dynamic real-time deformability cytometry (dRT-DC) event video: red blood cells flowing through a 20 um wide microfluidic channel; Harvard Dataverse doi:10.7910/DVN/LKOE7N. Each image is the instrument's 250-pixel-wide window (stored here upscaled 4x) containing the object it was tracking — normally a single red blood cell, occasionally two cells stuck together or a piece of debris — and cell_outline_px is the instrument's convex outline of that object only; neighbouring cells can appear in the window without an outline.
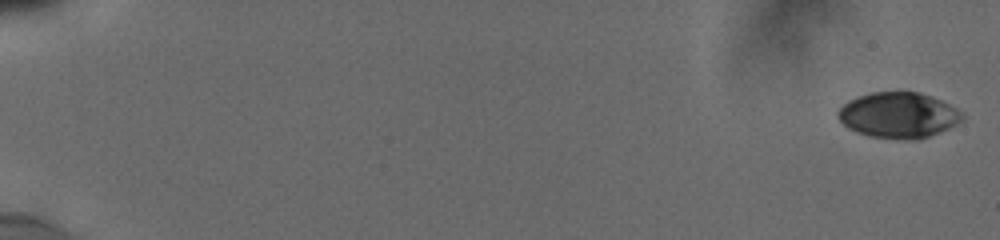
{"species": "human", "species_latin": "Homo sapiens", "temperature_condition": "cold", "stored_images_in_passage": 9, "camera_frame_rate_fps": 3000, "um_per_image_px": 0.085, "donor": {"sex": "male"}, "frame": {"image": 1, "passage_image": 1, "time_ms": 0.0, "image_size_px": [1000, 240], "cell_outline_px": [[964, 120], [940, 132], [916, 140], [904, 140], [868, 136], [856, 132], [848, 128], [836, 116], [836, 112], [848, 100], [856, 96], [872, 92], [920, 92], [932, 96], [964, 112]], "centroid_in_image_um": [76.36, 9.79], "position_along_channel_um": 8.6, "area_um2": 33.35}}